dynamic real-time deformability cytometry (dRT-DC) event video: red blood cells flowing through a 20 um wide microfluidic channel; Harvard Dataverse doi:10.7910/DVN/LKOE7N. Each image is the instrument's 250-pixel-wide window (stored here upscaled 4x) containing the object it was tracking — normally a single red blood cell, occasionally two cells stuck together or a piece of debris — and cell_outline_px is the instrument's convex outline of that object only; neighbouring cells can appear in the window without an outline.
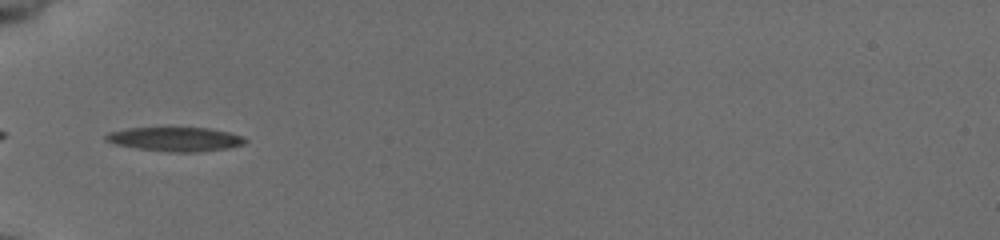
{"species": "common noctule bat (a hibernating species)", "species_latin": "Nyctalus noctula", "temperature_condition": "cold", "stored_images_in_passage": 35, "camera_frame_rate_fps": 3000, "um_per_image_px": 0.085, "animal": {"sex": "female", "body_mass_g": 19.5, "forearm_length_mm": 54.1}, "frame": {"image": 1, "passage_image": 1, "time_ms": 0.0, "image_size_px": [1000, 240], "cell_outline_px": [[248, 140], [244, 144], [228, 148], [200, 152], [168, 152], [136, 148], [116, 144], [104, 140], [104, 136], [108, 132], [128, 128], [208, 128], [228, 132], [244, 136]], "centroid_in_image_um": [14.92, 11.83], "position_along_channel_um": 70.1, "area_um2": 19.65}}
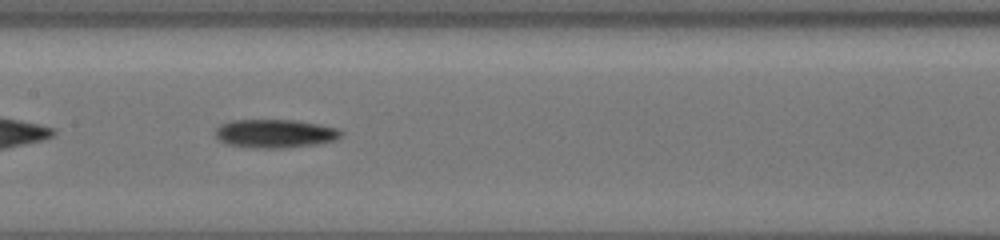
{"frame": {"image": 2, "passage_image": 10, "time_ms": 3.0, "image_size_px": [1000, 240], "cell_outline_px": [[344, 132], [336, 140], [316, 144], [284, 148], [252, 148], [224, 144], [216, 136], [216, 128], [220, 124], [232, 120], [296, 120], [336, 128]], "centroid_in_image_um": [23.35, 11.36], "position_along_channel_um": 184.1, "area_um2": 20.92}}
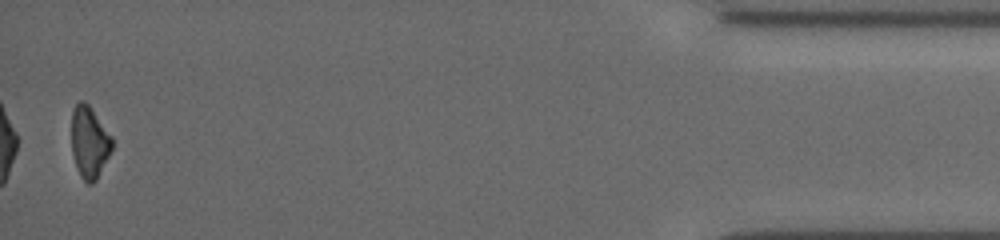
{"frame": {"image": 3, "passage_image": 34, "time_ms": 11.0, "image_size_px": [1000, 240], "cell_outline_px": [[112, 148], [96, 180], [92, 184], [88, 184], [80, 176], [76, 168], [72, 152], [72, 112], [76, 104], [80, 100], [84, 100], [92, 108], [112, 136]], "centroid_in_image_um": [7.59, 12.07], "position_along_channel_um": 427.6, "area_um2": 16.94}, "authors_computed_cell_mechanics": {"area_um2": 19.1896, "velocity_mm_per_s": 3.9305, "shape_relaxation_time_tau1_ms": 5.216, "shape_relaxation_time_tau2_ms": null, "deformation_change_tau1": 0.1437, "deformation_change_tau2": null}}